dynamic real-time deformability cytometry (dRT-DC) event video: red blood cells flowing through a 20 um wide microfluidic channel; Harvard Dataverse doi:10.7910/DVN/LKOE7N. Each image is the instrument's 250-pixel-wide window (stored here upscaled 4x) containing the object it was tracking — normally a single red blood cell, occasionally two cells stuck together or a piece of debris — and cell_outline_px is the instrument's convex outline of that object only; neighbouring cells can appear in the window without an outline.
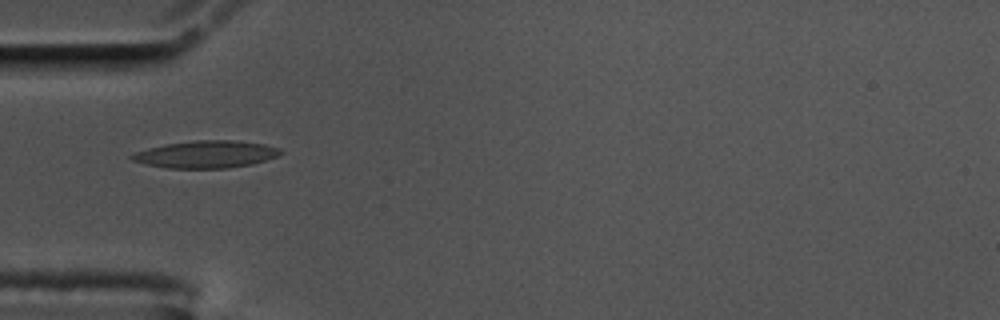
{"species": "common noctule bat (a hibernating species)", "species_latin": "Nyctalus noctula", "temperature_condition": "cold", "stored_images_in_passage": 34, "camera_frame_rate_fps": 3000, "um_per_image_px": 0.085, "animal": {"sex": "male", "body_mass_g": 17.5, "forearm_length_mm": 52.3}, "frame": {"image": 1, "passage_image": 1, "time_ms": 0.0, "image_size_px": [1000, 320], "cell_outline_px": [[284, 152], [276, 156], [252, 164], [228, 168], [168, 168], [144, 164], [132, 160], [128, 156], [136, 152], [148, 148], [168, 144], [196, 140], [232, 140], [264, 144], [280, 148]], "centroid_in_image_um": [17.51, 13.12], "position_along_channel_um": 67.5, "area_um2": 23.47}}
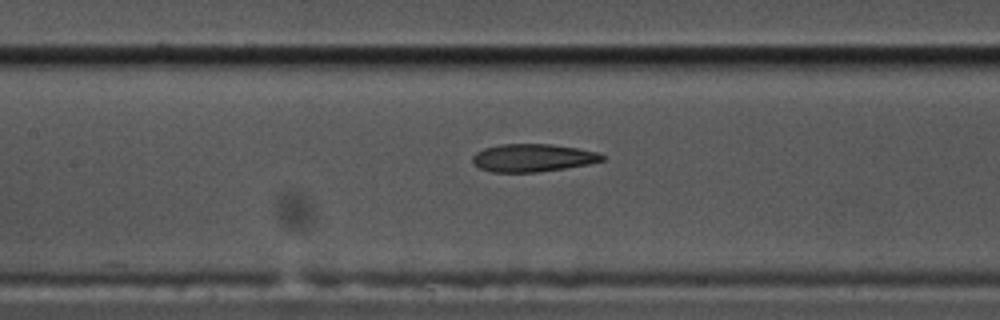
{"frame": {"image": 2, "passage_image": 9, "time_ms": 2.667, "image_size_px": [1000, 320], "cell_outline_px": [[604, 160], [588, 164], [564, 168], [536, 172], [492, 172], [480, 168], [472, 160], [472, 156], [476, 152], [484, 148], [500, 144], [552, 144], [576, 148], [596, 152], [604, 156]], "centroid_in_image_um": [45.26, 13.41], "position_along_channel_um": 162.1, "area_um2": 20.81}}
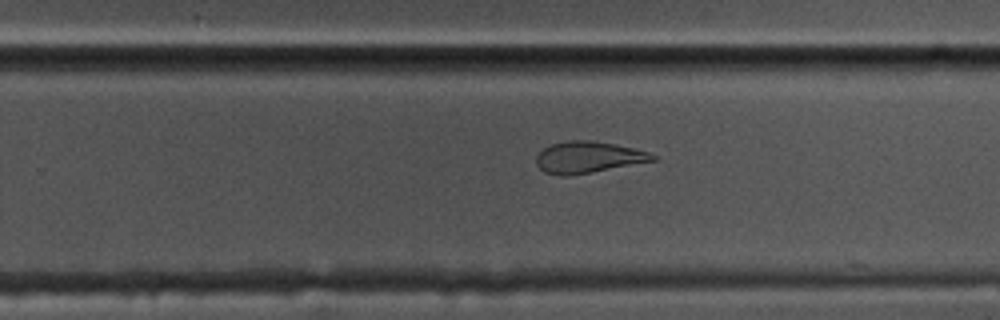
{"frame": {"image": 3, "passage_image": 19, "time_ms": 6.0, "image_size_px": [1000, 320], "cell_outline_px": [[656, 160], [572, 176], [560, 176], [544, 172], [536, 164], [536, 156], [544, 148], [552, 144], [568, 140], [592, 140], [632, 148], [648, 152], [656, 156]], "centroid_in_image_um": [49.95, 13.38], "position_along_channel_um": 279.8, "area_um2": 21.27}, "authors_computed_cell_mechanics": {"area_um2": 22.1663, "velocity_mm_per_s": 3.5472, "shape_relaxation_time_tau1_ms": null, "shape_relaxation_time_tau2_ms": 1.8152, "deformation_change_tau1": null, "deformation_change_tau2": 0.0846}}